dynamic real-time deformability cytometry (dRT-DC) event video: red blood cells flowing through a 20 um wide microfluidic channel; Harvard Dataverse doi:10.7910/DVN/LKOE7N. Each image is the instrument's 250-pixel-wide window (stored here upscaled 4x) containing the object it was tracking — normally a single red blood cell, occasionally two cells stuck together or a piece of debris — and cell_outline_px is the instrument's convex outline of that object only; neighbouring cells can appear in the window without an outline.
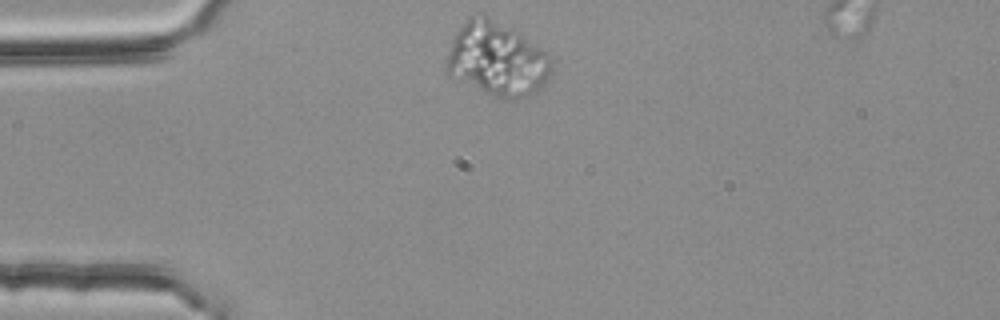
{"species": "common noctule bat (a hibernating species)", "species_latin": "Nyctalus noctula", "temperature_condition": "room temperature", "stored_images_in_passage": 39, "camera_frame_rate_fps": 3000, "um_per_image_px": 0.085, "animal": {"sex": "female", "body_mass_g": 25.1}, "frame": {"image": 1, "passage_image": 1, "time_ms": 0.0, "image_size_px": [1000, 320], "cell_outline_px": [[556, 60], [552, 72], [544, 88], [516, 100], [500, 100], [448, 76], [444, 68], [444, 60], [452, 40], [456, 32], [468, 16], [488, 16], [520, 32]], "centroid_in_image_um": [42.26, 5.08], "position_along_channel_um": 42.7, "area_um2": 46.41}}
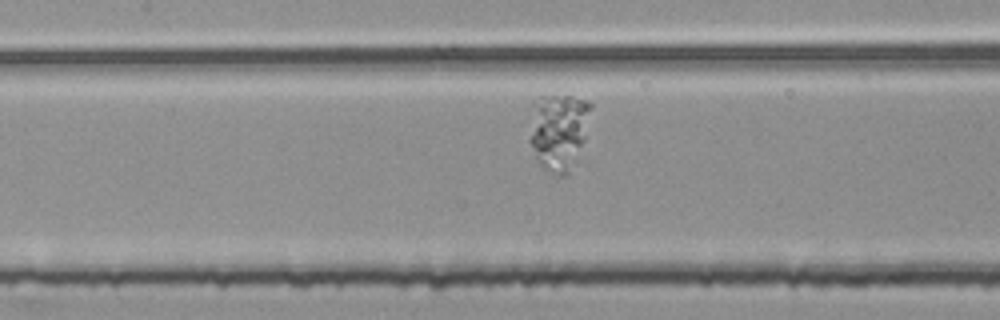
{"frame": {"image": 2, "passage_image": 13, "time_ms": 4.0, "image_size_px": [1000, 320], "cell_outline_px": [[592, 108], [584, 140], [568, 176], [552, 176], [544, 172], [536, 160], [528, 140], [532, 104], [536, 96], [572, 96], [588, 100], [592, 104]], "centroid_in_image_um": [47.44, 11.19], "position_along_channel_um": 160.0, "area_um2": 28.44}}
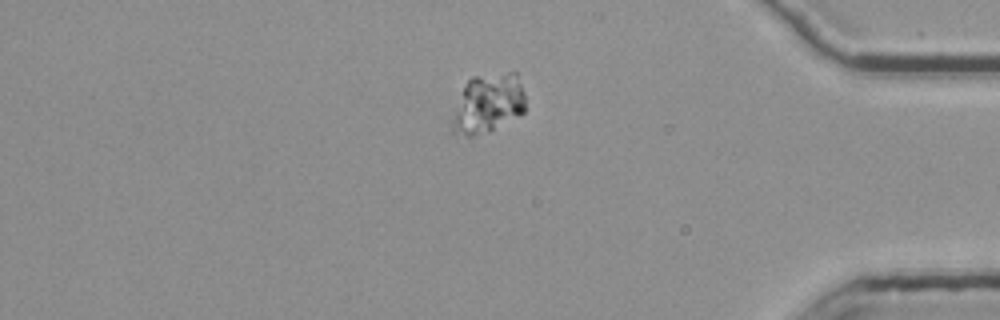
{"frame": {"image": 3, "passage_image": 35, "time_ms": 11.333, "image_size_px": [1000, 320], "cell_outline_px": [[524, 112], [520, 116], [488, 132], [468, 136], [452, 132], [452, 120], [464, 88], [468, 80], [472, 76], [508, 72], [516, 72], [524, 92]], "centroid_in_image_um": [41.52, 8.79], "position_along_channel_um": 393.7, "area_um2": 24.97}}